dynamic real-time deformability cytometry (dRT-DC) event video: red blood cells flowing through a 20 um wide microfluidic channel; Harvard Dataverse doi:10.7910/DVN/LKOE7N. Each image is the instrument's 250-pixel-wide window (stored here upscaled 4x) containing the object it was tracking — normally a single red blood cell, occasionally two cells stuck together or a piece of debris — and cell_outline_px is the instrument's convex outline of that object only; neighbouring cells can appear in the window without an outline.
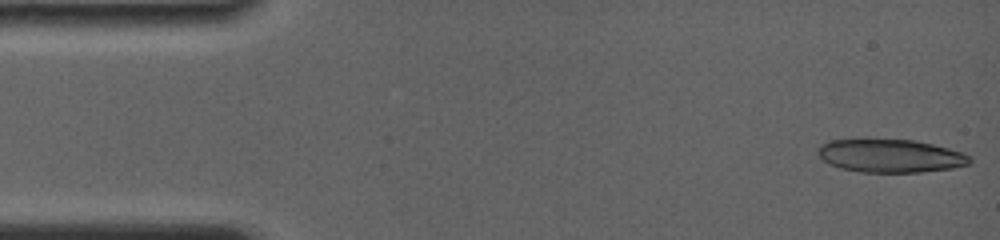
{"species": "common noctule bat (a hibernating species)", "species_latin": "Nyctalus noctula", "temperature_condition": "room temperature", "stored_images_in_passage": 7, "camera_frame_rate_fps": 4000, "um_per_image_px": 0.085, "animal": {"sex": "female", "body_mass_g": 19.0, "forearm_length_mm": 56.7}, "frame": {"image": 1, "passage_image": 1, "time_ms": 0.0, "image_size_px": [1000, 240], "cell_outline_px": [[972, 160], [968, 164], [952, 168], [920, 172], [860, 172], [840, 168], [828, 164], [816, 152], [816, 148], [820, 144], [828, 140], [916, 140], [964, 152], [972, 156]], "centroid_in_image_um": [75.68, 13.25], "position_along_channel_um": 9.3, "area_um2": 29.42}}